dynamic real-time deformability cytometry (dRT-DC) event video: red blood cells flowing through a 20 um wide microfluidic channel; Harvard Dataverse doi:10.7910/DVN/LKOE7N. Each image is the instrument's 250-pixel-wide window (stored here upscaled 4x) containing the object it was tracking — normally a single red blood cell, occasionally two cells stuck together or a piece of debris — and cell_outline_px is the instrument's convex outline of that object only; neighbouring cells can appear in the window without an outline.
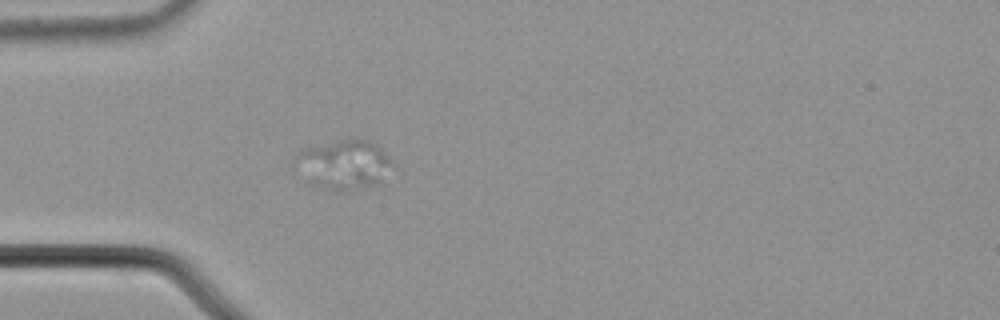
{"species": "common noctule bat (a hibernating species)", "species_latin": "Nyctalus noctula", "temperature_condition": "cold", "stored_images_in_passage": 5, "camera_frame_rate_fps": 3000, "um_per_image_px": 0.085, "animal": {"sex": "male", "body_mass_g": 21.5, "forearm_length_mm": 52.0}, "frame": {"image": 1, "passage_image": 5, "time_ms": 1.333, "image_size_px": [1000, 320], "cell_outline_px": [[396, 164], [376, 184], [364, 188], [344, 192], [332, 192], [316, 188], [308, 184], [292, 164], [292, 156], [304, 148], [336, 140], [356, 136], [368, 140], [376, 144]], "centroid_in_image_um": [29.14, 14.0], "position_along_channel_um": 55.9, "area_um2": 29.36}}